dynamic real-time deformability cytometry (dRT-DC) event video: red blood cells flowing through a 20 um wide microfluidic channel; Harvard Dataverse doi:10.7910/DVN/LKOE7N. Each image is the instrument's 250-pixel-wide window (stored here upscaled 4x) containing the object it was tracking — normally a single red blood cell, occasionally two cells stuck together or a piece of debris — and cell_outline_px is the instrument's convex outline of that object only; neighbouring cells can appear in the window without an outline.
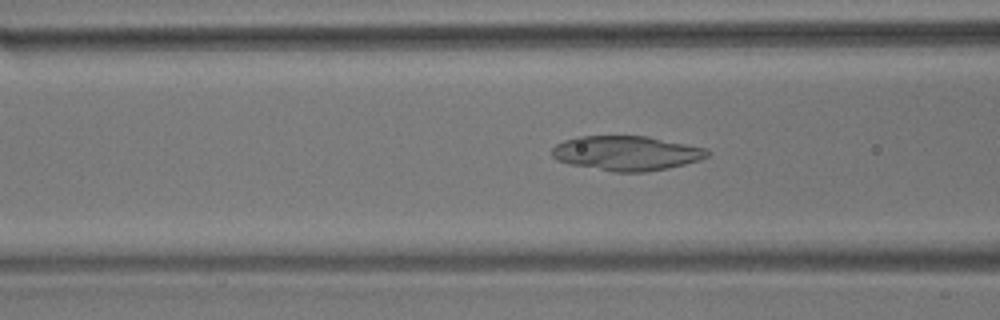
{"species": "common noctule bat (a hibernating species)", "species_latin": "Nyctalus noctula", "temperature_condition": "room temperature", "stored_images_in_passage": 55, "camera_frame_rate_fps": 3000, "um_per_image_px": 0.085, "animal": {"sex": "male", "body_mass_g": 17.9}, "frame": {"image": 1, "passage_image": 21, "time_ms": 6.667, "image_size_px": [1000, 320], "cell_outline_px": [[712, 152], [708, 156], [700, 160], [668, 168], [644, 172], [612, 172], [568, 164], [556, 160], [552, 156], [552, 148], [556, 144], [564, 140], [580, 136], [648, 136], [708, 148]], "centroid_in_image_um": [53.27, 13.02], "position_along_channel_um": 113.3, "area_um2": 31.67}}
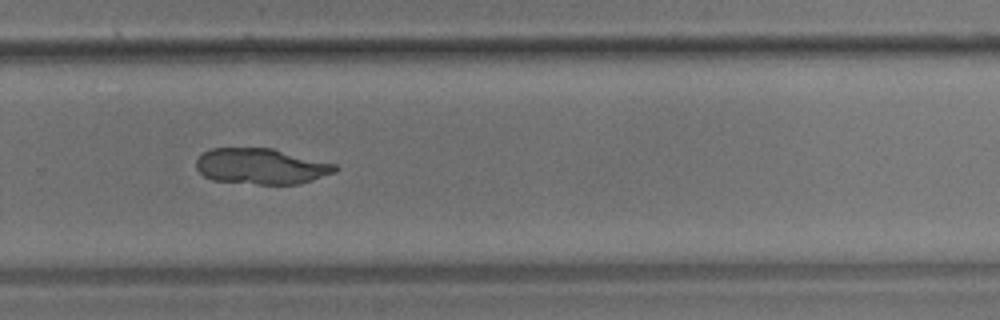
{"frame": {"image": 2, "passage_image": 37, "time_ms": 12.0, "image_size_px": [1000, 320], "cell_outline_px": [[340, 168], [336, 172], [300, 184], [256, 184], [212, 180], [204, 176], [196, 168], [196, 160], [204, 152], [212, 148], [272, 148], [336, 164]], "centroid_in_image_um": [22.22, 14.14], "position_along_channel_um": 307.6, "area_um2": 29.02}}
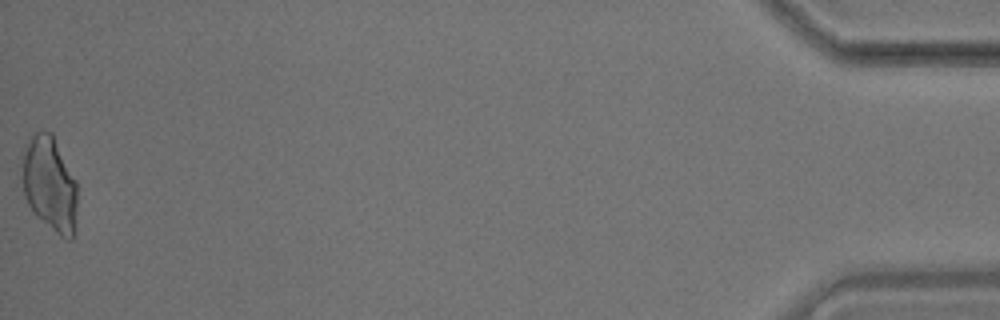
{"frame": {"image": 3, "passage_image": 55, "time_ms": 18.0, "image_size_px": [1000, 320], "cell_outline_px": [[76, 212], [72, 240], [68, 240], [60, 236], [36, 216], [28, 204], [24, 192], [24, 148], [32, 136], [36, 132], [52, 132], [76, 180]], "centroid_in_image_um": [4.25, 15.66], "position_along_channel_um": 430.9, "area_um2": 29.88}}